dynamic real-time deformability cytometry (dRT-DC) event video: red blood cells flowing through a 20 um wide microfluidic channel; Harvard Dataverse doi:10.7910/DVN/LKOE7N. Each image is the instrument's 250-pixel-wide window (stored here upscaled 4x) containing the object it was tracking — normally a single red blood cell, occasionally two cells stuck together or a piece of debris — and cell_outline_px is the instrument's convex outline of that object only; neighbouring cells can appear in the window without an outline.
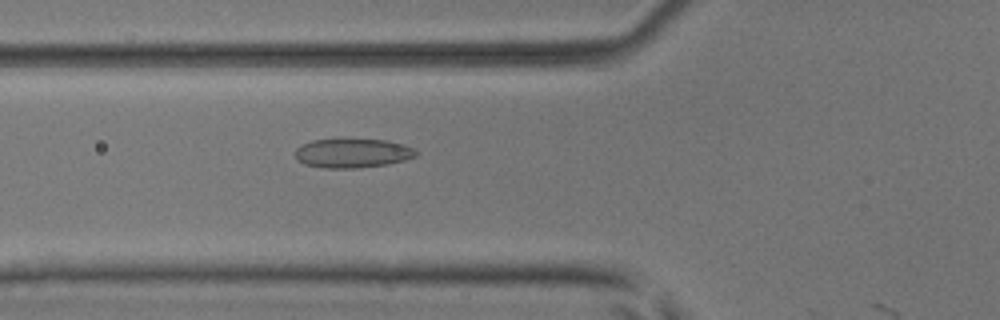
{"species": "common noctule bat (a hibernating species)", "species_latin": "Nyctalus noctula", "temperature_condition": "room temperature", "stored_images_in_passage": 6, "camera_frame_rate_fps": 3000, "um_per_image_px": 0.085, "animal": {"sex": "male", "body_mass_g": 17.9, "forearm_length_mm": 54.2}, "frame": {"image": 1, "passage_image": 5, "time_ms": 1.333, "image_size_px": [1000, 320], "cell_outline_px": [[420, 152], [416, 156], [404, 160], [388, 164], [360, 168], [324, 168], [304, 164], [296, 160], [292, 152], [300, 144], [312, 140], [340, 136], [388, 140], [404, 144], [416, 148]], "centroid_in_image_um": [29.93, 12.96], "position_along_channel_um": 95.9, "area_um2": 21.96}}